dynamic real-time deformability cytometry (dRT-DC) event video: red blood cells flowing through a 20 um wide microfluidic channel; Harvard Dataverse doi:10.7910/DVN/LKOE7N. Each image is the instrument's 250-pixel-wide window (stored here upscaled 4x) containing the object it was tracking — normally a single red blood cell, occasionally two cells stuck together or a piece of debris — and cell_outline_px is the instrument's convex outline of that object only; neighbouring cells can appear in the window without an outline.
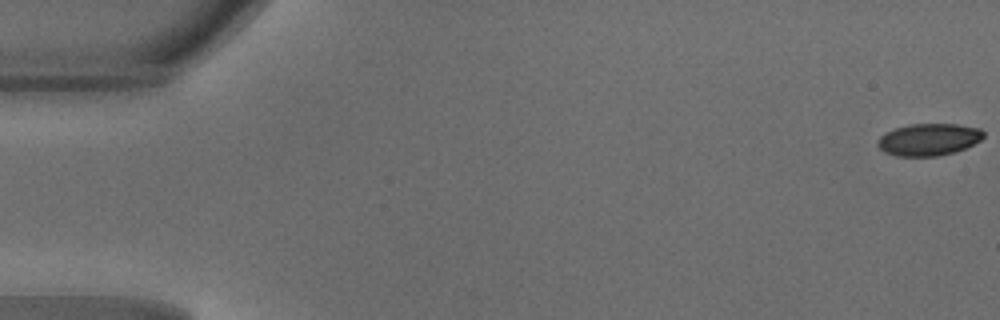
{"species": "common noctule bat (a hibernating species)", "species_latin": "Nyctalus noctula", "temperature_condition": "warm", "stored_images_in_passage": 16, "camera_frame_rate_fps": 3000, "um_per_image_px": 0.085, "animal": {"sex": "male", "body_mass_g": 18.8}, "frame": {"image": 1, "passage_image": 1, "time_ms": 0.0, "image_size_px": [1000, 320], "cell_outline_px": [[984, 136], [980, 140], [964, 148], [952, 152], [936, 156], [896, 156], [884, 152], [876, 144], [880, 136], [884, 132], [908, 124], [956, 124], [980, 128], [984, 132]], "centroid_in_image_um": [78.9, 11.85], "position_along_channel_um": 6.1, "area_um2": 19.71}}
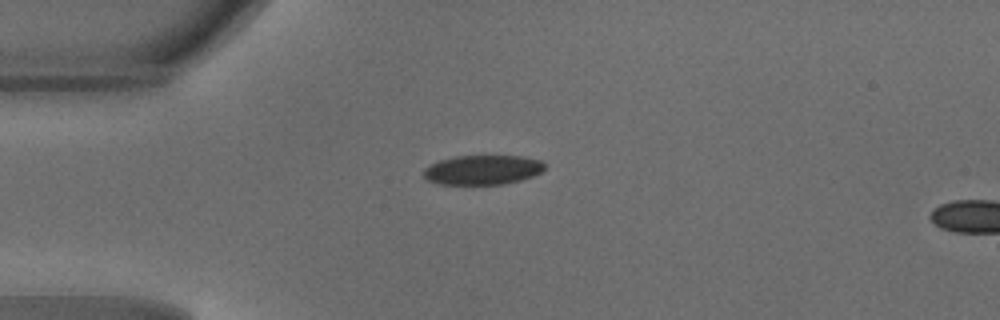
{"frame": {"image": 2, "passage_image": 13, "time_ms": 4.0, "image_size_px": [1000, 320], "cell_outline_px": [[544, 168], [540, 172], [532, 176], [520, 180], [504, 184], [440, 184], [428, 180], [424, 176], [424, 168], [440, 160], [456, 156], [520, 156], [540, 160], [544, 164]], "centroid_in_image_um": [41.02, 14.44], "position_along_channel_um": 44.0, "area_um2": 20.58}}